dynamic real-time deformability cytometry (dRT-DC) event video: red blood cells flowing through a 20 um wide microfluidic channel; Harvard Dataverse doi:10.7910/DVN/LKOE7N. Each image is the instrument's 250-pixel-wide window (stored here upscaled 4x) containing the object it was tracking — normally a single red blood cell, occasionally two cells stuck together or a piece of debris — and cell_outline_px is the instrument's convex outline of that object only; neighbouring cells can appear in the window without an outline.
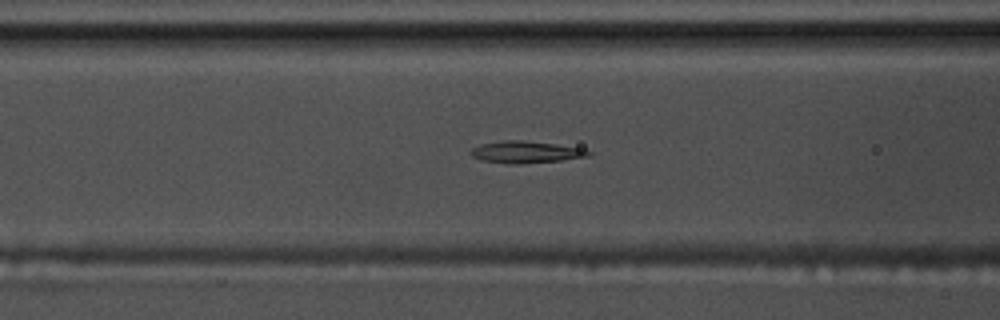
{"species": "common noctule bat (a hibernating species)", "species_latin": "Nyctalus noctula", "temperature_condition": "warm", "stored_images_in_passage": 49, "camera_frame_rate_fps": 3000, "um_per_image_px": 0.085, "animal": {"sex": "male", "body_mass_g": 17.5, "forearm_length_mm": 52.3}, "frame": {"image": 1, "passage_image": 16, "time_ms": 5.0, "image_size_px": [1000, 320], "cell_outline_px": [[592, 152], [588, 156], [560, 160], [520, 164], [508, 164], [480, 160], [472, 156], [468, 152], [472, 148], [480, 144], [504, 140], [524, 140], [556, 144], [580, 148]], "centroid_in_image_um": [44.62, 12.92], "position_along_channel_um": 122.0, "area_um2": 15.03}}
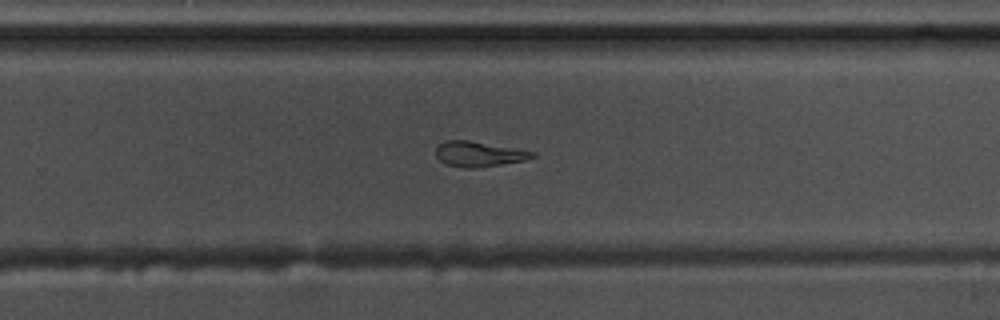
{"frame": {"image": 2, "passage_image": 30, "time_ms": 9.667, "image_size_px": [1000, 320], "cell_outline_px": [[536, 156], [524, 160], [476, 168], [464, 168], [448, 164], [440, 160], [436, 156], [436, 148], [444, 140], [468, 140], [536, 152]], "centroid_in_image_um": [40.68, 13.09], "position_along_channel_um": 289.1, "area_um2": 13.93}}
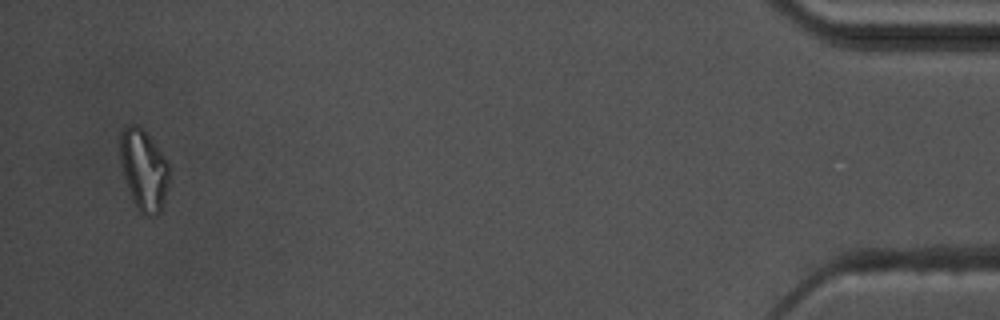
{"frame": {"image": 3, "passage_image": 48, "time_ms": 15.667, "image_size_px": [1000, 320], "cell_outline_px": [[168, 184], [160, 212], [152, 216], [144, 216], [136, 208], [132, 200], [120, 164], [120, 132], [128, 124], [136, 124], [152, 140], [168, 160]], "centroid_in_image_um": [12.2, 14.44], "position_along_channel_um": 423.0, "area_um2": 23.06}}